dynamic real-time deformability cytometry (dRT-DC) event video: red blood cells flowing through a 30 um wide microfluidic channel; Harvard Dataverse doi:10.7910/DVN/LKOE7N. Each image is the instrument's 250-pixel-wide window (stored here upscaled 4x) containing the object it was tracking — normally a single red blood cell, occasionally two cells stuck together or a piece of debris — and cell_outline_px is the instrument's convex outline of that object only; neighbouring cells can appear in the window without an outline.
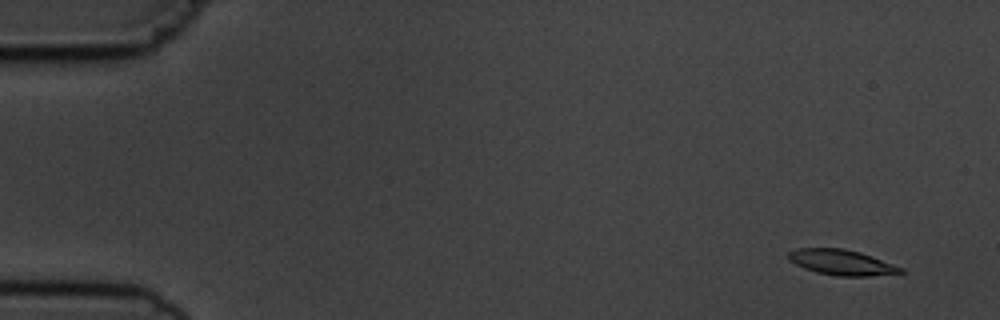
{"species": "common noctule bat (a hibernating species)", "species_latin": "Nyctalus noctula", "temperature_condition": "cold", "stored_images_in_passage": 4, "camera_frame_rate_fps": 3000, "um_per_image_px": 0.085, "animal": {"sex": "male", "body_mass_g": 19.5, "forearm_length_mm": 54.6}, "frame": {"image": 1, "passage_image": 1, "time_ms": 0.0, "image_size_px": [1000, 320], "cell_outline_px": [[904, 272], [868, 276], [836, 276], [816, 272], [804, 268], [788, 260], [788, 252], [796, 248], [844, 248], [860, 252], [872, 256], [904, 268]], "centroid_in_image_um": [71.52, 22.29], "position_along_channel_um": 13.5, "area_um2": 16.65}}